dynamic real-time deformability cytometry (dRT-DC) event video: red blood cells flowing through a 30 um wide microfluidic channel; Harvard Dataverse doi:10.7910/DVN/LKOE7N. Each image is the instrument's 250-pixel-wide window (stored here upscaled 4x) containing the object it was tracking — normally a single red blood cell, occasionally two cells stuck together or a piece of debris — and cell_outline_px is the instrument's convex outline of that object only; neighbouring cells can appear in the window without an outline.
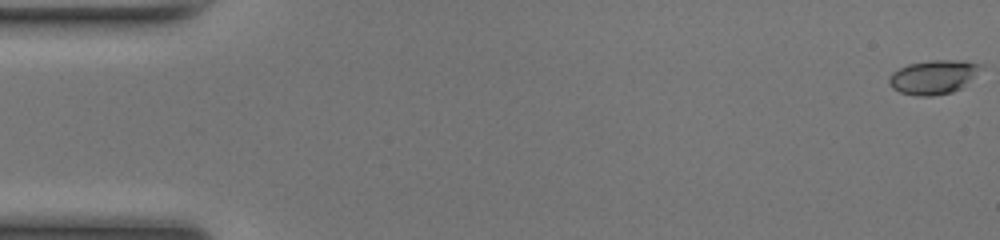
{"species": "common noctule bat (a hibernating species)", "species_latin": "Nyctalus noctula", "temperature_condition": "room temperature", "stored_images_in_passage": 50, "camera_frame_rate_fps": 3000, "um_per_image_px": 0.085, "animal": {"sex": "female", "body_mass_g": 17.0, "forearm_length_mm": 48.0}, "frame": {"image": 1, "passage_image": 1, "time_ms": 0.0, "image_size_px": [1000, 240], "cell_outline_px": [[984, 68], [960, 88], [952, 92], [932, 96], [916, 96], [900, 92], [892, 88], [888, 84], [888, 76], [892, 72], [908, 64], [932, 60], [964, 60], [984, 64]], "centroid_in_image_um": [79.35, 6.54], "position_along_channel_um": 5.7, "area_um2": 18.38}}
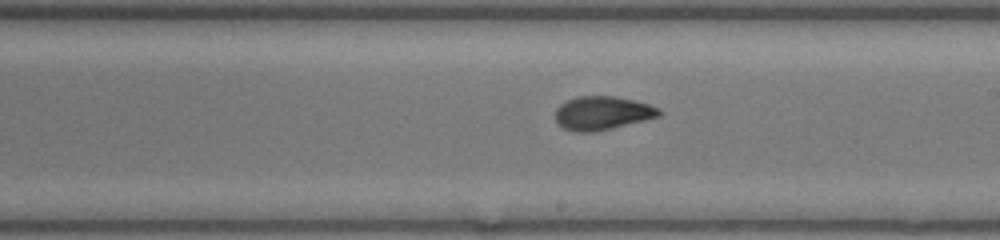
{"frame": {"image": 2, "passage_image": 29, "time_ms": 9.333, "image_size_px": [1000, 240], "cell_outline_px": [[664, 112], [660, 116], [596, 132], [576, 132], [564, 128], [556, 120], [556, 108], [560, 104], [576, 96], [616, 96], [648, 104]], "centroid_in_image_um": [51.19, 9.61], "position_along_channel_um": 237.8, "area_um2": 20.17}}
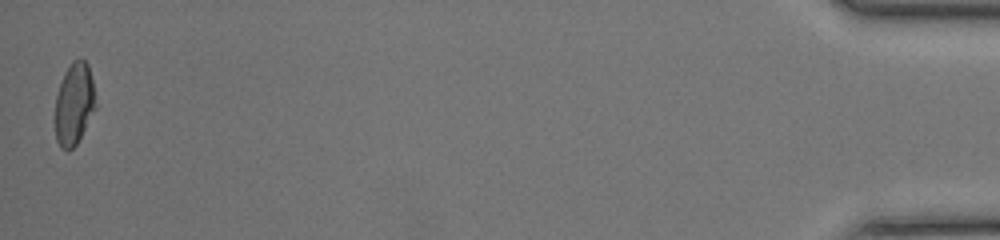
{"frame": {"image": 3, "passage_image": 50, "time_ms": 16.333, "image_size_px": [1000, 240], "cell_outline_px": [[96, 108], [76, 144], [68, 152], [60, 148], [56, 140], [56, 96], [64, 72], [72, 60], [84, 60], [88, 64], [92, 80], [96, 104]], "centroid_in_image_um": [6.3, 8.84], "position_along_channel_um": 428.9, "area_um2": 19.19}, "authors_computed_cell_mechanics": {"area_um2": 19.6809, "velocity_mm_per_s": 4.1997, "shape_relaxation_time_tau1_ms": 4.1834, "shape_relaxation_time_tau2_ms": 1.655, "deformation_change_tau1": 0.1631, "deformation_change_tau2": 0.0575}}